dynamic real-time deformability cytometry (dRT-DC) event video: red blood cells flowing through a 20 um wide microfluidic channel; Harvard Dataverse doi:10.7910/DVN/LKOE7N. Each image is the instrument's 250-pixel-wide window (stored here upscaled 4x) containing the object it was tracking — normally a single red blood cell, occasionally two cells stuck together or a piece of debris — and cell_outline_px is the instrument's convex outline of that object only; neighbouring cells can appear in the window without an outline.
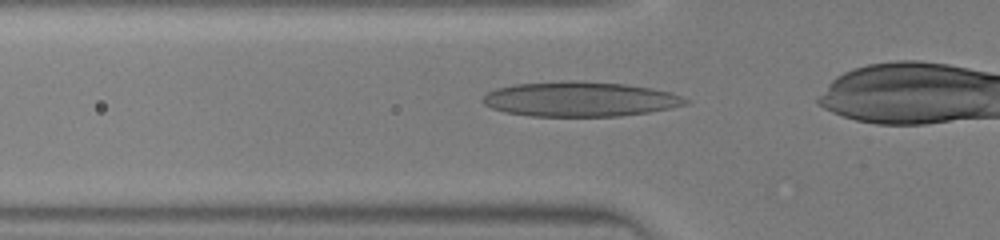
{"species": "human", "species_latin": "Homo sapiens", "temperature_condition": "warm", "stored_images_in_passage": 24, "camera_frame_rate_fps": 3000, "um_per_image_px": 0.085, "donor": {"sex": "male"}, "frame": {"image": 1, "passage_image": 4, "time_ms": 1.0, "image_size_px": [1000, 240], "cell_outline_px": [[688, 104], [648, 112], [620, 116], [532, 116], [504, 112], [492, 108], [484, 104], [480, 100], [488, 92], [496, 88], [512, 84], [560, 80], [572, 80], [624, 84], [672, 92], [688, 100]], "centroid_in_image_um": [49.23, 8.42], "position_along_channel_um": 76.6, "area_um2": 41.21}}
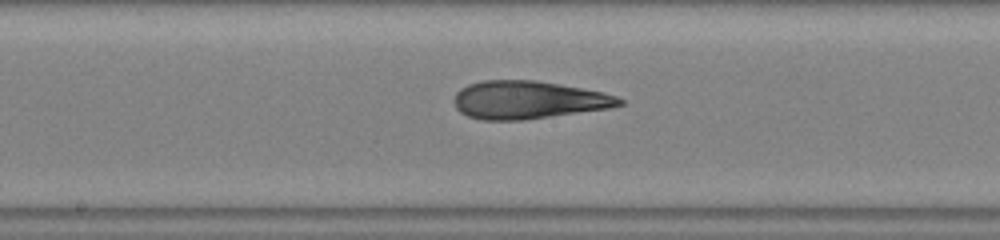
{"frame": {"image": 2, "passage_image": 12, "time_ms": 3.667, "image_size_px": [1000, 240], "cell_outline_px": [[624, 104], [612, 108], [524, 120], [484, 120], [468, 116], [460, 112], [456, 108], [452, 100], [456, 92], [460, 88], [468, 84], [484, 80], [536, 80], [604, 92], [616, 96], [624, 100]], "centroid_in_image_um": [44.89, 8.49], "position_along_channel_um": 203.3, "area_um2": 36.82}}
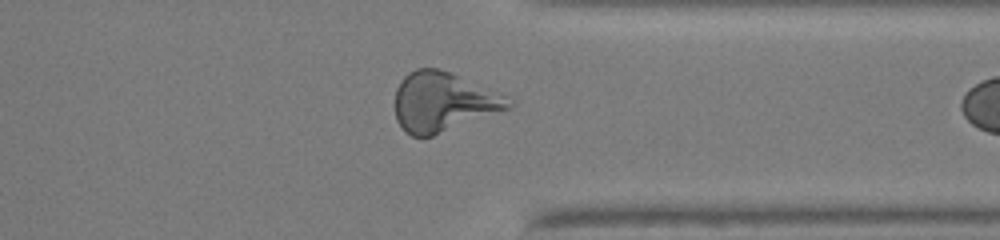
{"frame": {"image": 3, "passage_image": 23, "time_ms": 7.333, "image_size_px": [1000, 240], "cell_outline_px": [[516, 104], [512, 108], [432, 136], [412, 136], [404, 132], [396, 120], [396, 88], [404, 76], [408, 72], [416, 68], [440, 68], [508, 96]], "centroid_in_image_um": [37.69, 8.66], "position_along_channel_um": 373.7, "area_um2": 39.48}}